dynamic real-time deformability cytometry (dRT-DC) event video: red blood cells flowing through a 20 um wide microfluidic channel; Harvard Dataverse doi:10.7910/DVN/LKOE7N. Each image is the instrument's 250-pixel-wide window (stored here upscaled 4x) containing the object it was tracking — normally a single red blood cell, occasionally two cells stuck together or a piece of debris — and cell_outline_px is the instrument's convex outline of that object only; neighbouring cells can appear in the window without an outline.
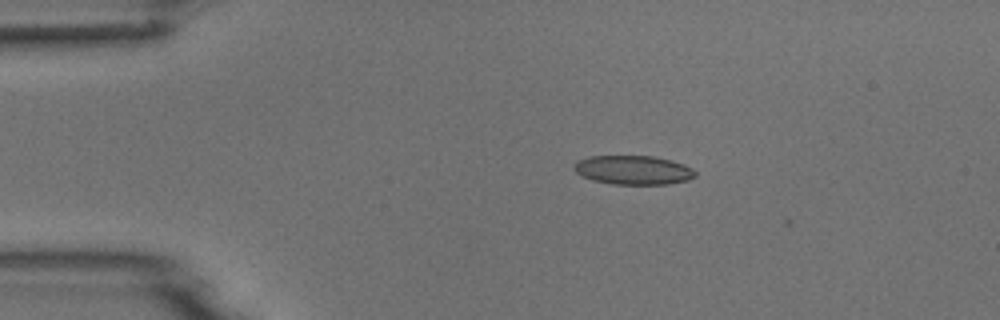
{"species": "common noctule bat (a hibernating species)", "species_latin": "Nyctalus noctula", "temperature_condition": "room temperature", "stored_images_in_passage": 4, "camera_frame_rate_fps": 3000, "um_per_image_px": 0.085, "animal": {"sex": "male", "body_mass_g": 18.8}, "frame": {"image": 1, "passage_image": 2, "time_ms": 0.333, "image_size_px": [1000, 320], "cell_outline_px": [[696, 176], [688, 180], [668, 184], [612, 184], [592, 180], [576, 172], [572, 168], [572, 164], [576, 160], [588, 156], [652, 156], [672, 160], [684, 164], [692, 168], [696, 172]], "centroid_in_image_um": [53.81, 14.44], "position_along_channel_um": 31.2, "area_um2": 20.69}}
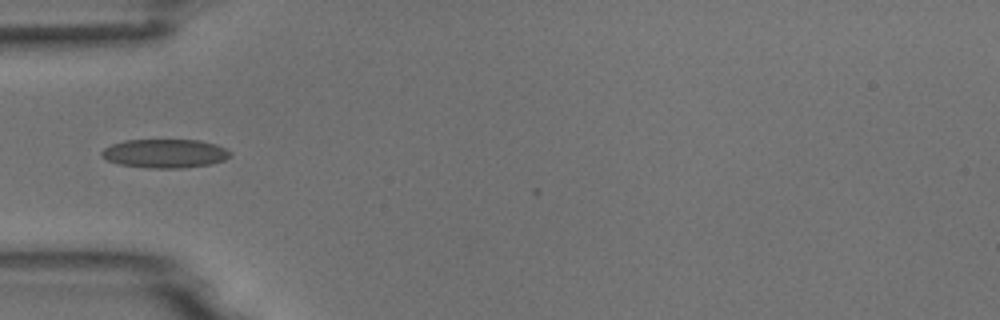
{"frame": {"image": 2, "passage_image": 4, "time_ms": 1.0, "image_size_px": [1000, 320], "cell_outline_px": [[232, 156], [224, 160], [212, 164], [184, 168], [148, 168], [120, 164], [108, 160], [100, 156], [100, 152], [104, 148], [112, 144], [124, 140], [200, 140], [216, 144], [232, 152]], "centroid_in_image_um": [14.04, 13.05], "position_along_channel_um": 71.0, "area_um2": 21.73}}